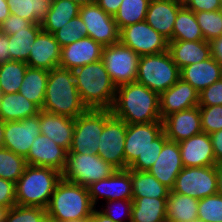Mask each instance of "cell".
<instances>
[{
	"label": "cell",
	"mask_w": 222,
	"mask_h": 222,
	"mask_svg": "<svg viewBox=\"0 0 222 222\" xmlns=\"http://www.w3.org/2000/svg\"><path fill=\"white\" fill-rule=\"evenodd\" d=\"M55 39L61 47L67 46L87 37V28L80 16L72 18L62 28L54 33Z\"/></svg>",
	"instance_id": "41"
},
{
	"label": "cell",
	"mask_w": 222,
	"mask_h": 222,
	"mask_svg": "<svg viewBox=\"0 0 222 222\" xmlns=\"http://www.w3.org/2000/svg\"><path fill=\"white\" fill-rule=\"evenodd\" d=\"M217 173V193L222 195V162L215 165Z\"/></svg>",
	"instance_id": "56"
},
{
	"label": "cell",
	"mask_w": 222,
	"mask_h": 222,
	"mask_svg": "<svg viewBox=\"0 0 222 222\" xmlns=\"http://www.w3.org/2000/svg\"><path fill=\"white\" fill-rule=\"evenodd\" d=\"M204 40L211 42L222 35L221 10L194 12Z\"/></svg>",
	"instance_id": "40"
},
{
	"label": "cell",
	"mask_w": 222,
	"mask_h": 222,
	"mask_svg": "<svg viewBox=\"0 0 222 222\" xmlns=\"http://www.w3.org/2000/svg\"><path fill=\"white\" fill-rule=\"evenodd\" d=\"M62 173L50 167L27 165L15 184L16 204L47 208Z\"/></svg>",
	"instance_id": "6"
},
{
	"label": "cell",
	"mask_w": 222,
	"mask_h": 222,
	"mask_svg": "<svg viewBox=\"0 0 222 222\" xmlns=\"http://www.w3.org/2000/svg\"><path fill=\"white\" fill-rule=\"evenodd\" d=\"M73 3H76L78 6H85V5H91L95 4L97 0H70Z\"/></svg>",
	"instance_id": "58"
},
{
	"label": "cell",
	"mask_w": 222,
	"mask_h": 222,
	"mask_svg": "<svg viewBox=\"0 0 222 222\" xmlns=\"http://www.w3.org/2000/svg\"><path fill=\"white\" fill-rule=\"evenodd\" d=\"M32 21L21 18L20 16L10 14L1 24L0 29L5 35H14L17 31L29 28Z\"/></svg>",
	"instance_id": "47"
},
{
	"label": "cell",
	"mask_w": 222,
	"mask_h": 222,
	"mask_svg": "<svg viewBox=\"0 0 222 222\" xmlns=\"http://www.w3.org/2000/svg\"><path fill=\"white\" fill-rule=\"evenodd\" d=\"M180 78L199 93L222 78L221 65L211 56L202 62L187 65L180 70Z\"/></svg>",
	"instance_id": "26"
},
{
	"label": "cell",
	"mask_w": 222,
	"mask_h": 222,
	"mask_svg": "<svg viewBox=\"0 0 222 222\" xmlns=\"http://www.w3.org/2000/svg\"><path fill=\"white\" fill-rule=\"evenodd\" d=\"M184 167L213 166L215 160L210 134L200 133L178 142Z\"/></svg>",
	"instance_id": "20"
},
{
	"label": "cell",
	"mask_w": 222,
	"mask_h": 222,
	"mask_svg": "<svg viewBox=\"0 0 222 222\" xmlns=\"http://www.w3.org/2000/svg\"><path fill=\"white\" fill-rule=\"evenodd\" d=\"M172 40L201 41L204 40L195 13L183 5L174 22Z\"/></svg>",
	"instance_id": "35"
},
{
	"label": "cell",
	"mask_w": 222,
	"mask_h": 222,
	"mask_svg": "<svg viewBox=\"0 0 222 222\" xmlns=\"http://www.w3.org/2000/svg\"><path fill=\"white\" fill-rule=\"evenodd\" d=\"M159 222H171L168 218H165L164 220H161Z\"/></svg>",
	"instance_id": "61"
},
{
	"label": "cell",
	"mask_w": 222,
	"mask_h": 222,
	"mask_svg": "<svg viewBox=\"0 0 222 222\" xmlns=\"http://www.w3.org/2000/svg\"><path fill=\"white\" fill-rule=\"evenodd\" d=\"M40 134L39 113L23 120L5 122L3 147L26 157Z\"/></svg>",
	"instance_id": "15"
},
{
	"label": "cell",
	"mask_w": 222,
	"mask_h": 222,
	"mask_svg": "<svg viewBox=\"0 0 222 222\" xmlns=\"http://www.w3.org/2000/svg\"><path fill=\"white\" fill-rule=\"evenodd\" d=\"M47 218L45 208L16 204L9 208L5 222H44Z\"/></svg>",
	"instance_id": "43"
},
{
	"label": "cell",
	"mask_w": 222,
	"mask_h": 222,
	"mask_svg": "<svg viewBox=\"0 0 222 222\" xmlns=\"http://www.w3.org/2000/svg\"><path fill=\"white\" fill-rule=\"evenodd\" d=\"M116 170L99 155L67 152L62 178L68 182L89 187L92 183L110 177Z\"/></svg>",
	"instance_id": "8"
},
{
	"label": "cell",
	"mask_w": 222,
	"mask_h": 222,
	"mask_svg": "<svg viewBox=\"0 0 222 222\" xmlns=\"http://www.w3.org/2000/svg\"><path fill=\"white\" fill-rule=\"evenodd\" d=\"M110 110L113 116L127 124L162 121L159 94L137 81L117 87Z\"/></svg>",
	"instance_id": "2"
},
{
	"label": "cell",
	"mask_w": 222,
	"mask_h": 222,
	"mask_svg": "<svg viewBox=\"0 0 222 222\" xmlns=\"http://www.w3.org/2000/svg\"><path fill=\"white\" fill-rule=\"evenodd\" d=\"M180 79V69L169 51L140 56L136 81L159 95Z\"/></svg>",
	"instance_id": "7"
},
{
	"label": "cell",
	"mask_w": 222,
	"mask_h": 222,
	"mask_svg": "<svg viewBox=\"0 0 222 222\" xmlns=\"http://www.w3.org/2000/svg\"><path fill=\"white\" fill-rule=\"evenodd\" d=\"M211 56L221 65L222 67V35L210 42Z\"/></svg>",
	"instance_id": "53"
},
{
	"label": "cell",
	"mask_w": 222,
	"mask_h": 222,
	"mask_svg": "<svg viewBox=\"0 0 222 222\" xmlns=\"http://www.w3.org/2000/svg\"><path fill=\"white\" fill-rule=\"evenodd\" d=\"M40 133L69 151L74 135L75 119L44 110L39 111Z\"/></svg>",
	"instance_id": "25"
},
{
	"label": "cell",
	"mask_w": 222,
	"mask_h": 222,
	"mask_svg": "<svg viewBox=\"0 0 222 222\" xmlns=\"http://www.w3.org/2000/svg\"><path fill=\"white\" fill-rule=\"evenodd\" d=\"M79 16L87 28V36L103 47L119 41L120 30L114 17L107 14L97 3L81 6Z\"/></svg>",
	"instance_id": "14"
},
{
	"label": "cell",
	"mask_w": 222,
	"mask_h": 222,
	"mask_svg": "<svg viewBox=\"0 0 222 222\" xmlns=\"http://www.w3.org/2000/svg\"><path fill=\"white\" fill-rule=\"evenodd\" d=\"M40 109L20 93L2 94L0 96V118L4 122L19 121L35 116Z\"/></svg>",
	"instance_id": "28"
},
{
	"label": "cell",
	"mask_w": 222,
	"mask_h": 222,
	"mask_svg": "<svg viewBox=\"0 0 222 222\" xmlns=\"http://www.w3.org/2000/svg\"><path fill=\"white\" fill-rule=\"evenodd\" d=\"M199 222H222V195L216 193L199 200Z\"/></svg>",
	"instance_id": "42"
},
{
	"label": "cell",
	"mask_w": 222,
	"mask_h": 222,
	"mask_svg": "<svg viewBox=\"0 0 222 222\" xmlns=\"http://www.w3.org/2000/svg\"><path fill=\"white\" fill-rule=\"evenodd\" d=\"M168 141L163 122L127 124L125 137V169L148 171Z\"/></svg>",
	"instance_id": "1"
},
{
	"label": "cell",
	"mask_w": 222,
	"mask_h": 222,
	"mask_svg": "<svg viewBox=\"0 0 222 222\" xmlns=\"http://www.w3.org/2000/svg\"><path fill=\"white\" fill-rule=\"evenodd\" d=\"M183 0H151L145 21L158 33L172 41V32Z\"/></svg>",
	"instance_id": "24"
},
{
	"label": "cell",
	"mask_w": 222,
	"mask_h": 222,
	"mask_svg": "<svg viewBox=\"0 0 222 222\" xmlns=\"http://www.w3.org/2000/svg\"><path fill=\"white\" fill-rule=\"evenodd\" d=\"M131 222H159L167 218V198H132Z\"/></svg>",
	"instance_id": "30"
},
{
	"label": "cell",
	"mask_w": 222,
	"mask_h": 222,
	"mask_svg": "<svg viewBox=\"0 0 222 222\" xmlns=\"http://www.w3.org/2000/svg\"><path fill=\"white\" fill-rule=\"evenodd\" d=\"M27 166L26 158L4 147L0 148V178L16 184Z\"/></svg>",
	"instance_id": "39"
},
{
	"label": "cell",
	"mask_w": 222,
	"mask_h": 222,
	"mask_svg": "<svg viewBox=\"0 0 222 222\" xmlns=\"http://www.w3.org/2000/svg\"><path fill=\"white\" fill-rule=\"evenodd\" d=\"M183 3L193 12L215 11L222 8V0H183Z\"/></svg>",
	"instance_id": "49"
},
{
	"label": "cell",
	"mask_w": 222,
	"mask_h": 222,
	"mask_svg": "<svg viewBox=\"0 0 222 222\" xmlns=\"http://www.w3.org/2000/svg\"><path fill=\"white\" fill-rule=\"evenodd\" d=\"M162 122L167 139L173 142H180L203 132L199 106L172 113Z\"/></svg>",
	"instance_id": "18"
},
{
	"label": "cell",
	"mask_w": 222,
	"mask_h": 222,
	"mask_svg": "<svg viewBox=\"0 0 222 222\" xmlns=\"http://www.w3.org/2000/svg\"><path fill=\"white\" fill-rule=\"evenodd\" d=\"M44 222H52L49 218H47Z\"/></svg>",
	"instance_id": "62"
},
{
	"label": "cell",
	"mask_w": 222,
	"mask_h": 222,
	"mask_svg": "<svg viewBox=\"0 0 222 222\" xmlns=\"http://www.w3.org/2000/svg\"><path fill=\"white\" fill-rule=\"evenodd\" d=\"M119 41L139 56L168 50L169 40L154 30L145 20L120 29Z\"/></svg>",
	"instance_id": "12"
},
{
	"label": "cell",
	"mask_w": 222,
	"mask_h": 222,
	"mask_svg": "<svg viewBox=\"0 0 222 222\" xmlns=\"http://www.w3.org/2000/svg\"><path fill=\"white\" fill-rule=\"evenodd\" d=\"M199 109L204 133L211 134L222 130V105L199 106Z\"/></svg>",
	"instance_id": "44"
},
{
	"label": "cell",
	"mask_w": 222,
	"mask_h": 222,
	"mask_svg": "<svg viewBox=\"0 0 222 222\" xmlns=\"http://www.w3.org/2000/svg\"><path fill=\"white\" fill-rule=\"evenodd\" d=\"M42 110L73 119L87 110L77 91L72 70L58 66L49 71Z\"/></svg>",
	"instance_id": "4"
},
{
	"label": "cell",
	"mask_w": 222,
	"mask_h": 222,
	"mask_svg": "<svg viewBox=\"0 0 222 222\" xmlns=\"http://www.w3.org/2000/svg\"><path fill=\"white\" fill-rule=\"evenodd\" d=\"M16 205L15 183L0 178V206L11 208Z\"/></svg>",
	"instance_id": "48"
},
{
	"label": "cell",
	"mask_w": 222,
	"mask_h": 222,
	"mask_svg": "<svg viewBox=\"0 0 222 222\" xmlns=\"http://www.w3.org/2000/svg\"><path fill=\"white\" fill-rule=\"evenodd\" d=\"M73 74L77 91L87 109H111L117 87L102 59L74 69Z\"/></svg>",
	"instance_id": "3"
},
{
	"label": "cell",
	"mask_w": 222,
	"mask_h": 222,
	"mask_svg": "<svg viewBox=\"0 0 222 222\" xmlns=\"http://www.w3.org/2000/svg\"><path fill=\"white\" fill-rule=\"evenodd\" d=\"M94 209L87 187L62 178L54 189L46 212L52 222H65L90 218Z\"/></svg>",
	"instance_id": "5"
},
{
	"label": "cell",
	"mask_w": 222,
	"mask_h": 222,
	"mask_svg": "<svg viewBox=\"0 0 222 222\" xmlns=\"http://www.w3.org/2000/svg\"><path fill=\"white\" fill-rule=\"evenodd\" d=\"M12 61L9 52L8 35L0 34V64Z\"/></svg>",
	"instance_id": "52"
},
{
	"label": "cell",
	"mask_w": 222,
	"mask_h": 222,
	"mask_svg": "<svg viewBox=\"0 0 222 222\" xmlns=\"http://www.w3.org/2000/svg\"><path fill=\"white\" fill-rule=\"evenodd\" d=\"M168 51L180 70L187 65L202 62L211 57L210 42L206 40H172L169 41Z\"/></svg>",
	"instance_id": "27"
},
{
	"label": "cell",
	"mask_w": 222,
	"mask_h": 222,
	"mask_svg": "<svg viewBox=\"0 0 222 222\" xmlns=\"http://www.w3.org/2000/svg\"><path fill=\"white\" fill-rule=\"evenodd\" d=\"M10 15L6 0H0V24Z\"/></svg>",
	"instance_id": "55"
},
{
	"label": "cell",
	"mask_w": 222,
	"mask_h": 222,
	"mask_svg": "<svg viewBox=\"0 0 222 222\" xmlns=\"http://www.w3.org/2000/svg\"><path fill=\"white\" fill-rule=\"evenodd\" d=\"M198 204V199L170 190L166 205L167 218L171 222L198 221Z\"/></svg>",
	"instance_id": "29"
},
{
	"label": "cell",
	"mask_w": 222,
	"mask_h": 222,
	"mask_svg": "<svg viewBox=\"0 0 222 222\" xmlns=\"http://www.w3.org/2000/svg\"><path fill=\"white\" fill-rule=\"evenodd\" d=\"M61 58V46L55 39L54 34L41 30L30 50L28 67L52 70L59 66Z\"/></svg>",
	"instance_id": "23"
},
{
	"label": "cell",
	"mask_w": 222,
	"mask_h": 222,
	"mask_svg": "<svg viewBox=\"0 0 222 222\" xmlns=\"http://www.w3.org/2000/svg\"><path fill=\"white\" fill-rule=\"evenodd\" d=\"M106 203H107L106 207L103 206L102 209H99V211L102 214L111 218L114 222H131V213H132V204H133L132 199L112 200V201H106ZM114 205H116L117 207ZM116 209H118L117 212ZM119 210H120V215L118 213Z\"/></svg>",
	"instance_id": "45"
},
{
	"label": "cell",
	"mask_w": 222,
	"mask_h": 222,
	"mask_svg": "<svg viewBox=\"0 0 222 222\" xmlns=\"http://www.w3.org/2000/svg\"><path fill=\"white\" fill-rule=\"evenodd\" d=\"M132 198H168L170 189L159 182L148 171L130 169Z\"/></svg>",
	"instance_id": "32"
},
{
	"label": "cell",
	"mask_w": 222,
	"mask_h": 222,
	"mask_svg": "<svg viewBox=\"0 0 222 222\" xmlns=\"http://www.w3.org/2000/svg\"><path fill=\"white\" fill-rule=\"evenodd\" d=\"M8 210H9L8 207L0 206V222H5Z\"/></svg>",
	"instance_id": "59"
},
{
	"label": "cell",
	"mask_w": 222,
	"mask_h": 222,
	"mask_svg": "<svg viewBox=\"0 0 222 222\" xmlns=\"http://www.w3.org/2000/svg\"><path fill=\"white\" fill-rule=\"evenodd\" d=\"M103 46L90 37L61 47L59 67L74 70L102 59Z\"/></svg>",
	"instance_id": "21"
},
{
	"label": "cell",
	"mask_w": 222,
	"mask_h": 222,
	"mask_svg": "<svg viewBox=\"0 0 222 222\" xmlns=\"http://www.w3.org/2000/svg\"><path fill=\"white\" fill-rule=\"evenodd\" d=\"M67 152L52 139L40 134L33 141L25 157L26 163L31 166L50 167L62 173L67 161Z\"/></svg>",
	"instance_id": "17"
},
{
	"label": "cell",
	"mask_w": 222,
	"mask_h": 222,
	"mask_svg": "<svg viewBox=\"0 0 222 222\" xmlns=\"http://www.w3.org/2000/svg\"><path fill=\"white\" fill-rule=\"evenodd\" d=\"M5 122L0 118V148L4 146Z\"/></svg>",
	"instance_id": "57"
},
{
	"label": "cell",
	"mask_w": 222,
	"mask_h": 222,
	"mask_svg": "<svg viewBox=\"0 0 222 222\" xmlns=\"http://www.w3.org/2000/svg\"><path fill=\"white\" fill-rule=\"evenodd\" d=\"M10 14L20 16L23 19L32 21L34 24H41L51 9L53 0H6Z\"/></svg>",
	"instance_id": "36"
},
{
	"label": "cell",
	"mask_w": 222,
	"mask_h": 222,
	"mask_svg": "<svg viewBox=\"0 0 222 222\" xmlns=\"http://www.w3.org/2000/svg\"><path fill=\"white\" fill-rule=\"evenodd\" d=\"M79 8L80 6L70 0H53L51 9L41 23L42 30L54 34L79 15Z\"/></svg>",
	"instance_id": "33"
},
{
	"label": "cell",
	"mask_w": 222,
	"mask_h": 222,
	"mask_svg": "<svg viewBox=\"0 0 222 222\" xmlns=\"http://www.w3.org/2000/svg\"><path fill=\"white\" fill-rule=\"evenodd\" d=\"M65 222H89V218L79 219V220H71V221H65Z\"/></svg>",
	"instance_id": "60"
},
{
	"label": "cell",
	"mask_w": 222,
	"mask_h": 222,
	"mask_svg": "<svg viewBox=\"0 0 222 222\" xmlns=\"http://www.w3.org/2000/svg\"><path fill=\"white\" fill-rule=\"evenodd\" d=\"M151 0H123L114 15L119 30L125 26L144 21Z\"/></svg>",
	"instance_id": "38"
},
{
	"label": "cell",
	"mask_w": 222,
	"mask_h": 222,
	"mask_svg": "<svg viewBox=\"0 0 222 222\" xmlns=\"http://www.w3.org/2000/svg\"><path fill=\"white\" fill-rule=\"evenodd\" d=\"M215 160L222 162V130L210 134Z\"/></svg>",
	"instance_id": "50"
},
{
	"label": "cell",
	"mask_w": 222,
	"mask_h": 222,
	"mask_svg": "<svg viewBox=\"0 0 222 222\" xmlns=\"http://www.w3.org/2000/svg\"><path fill=\"white\" fill-rule=\"evenodd\" d=\"M111 110L87 109L75 118L74 135L68 152L98 155L100 136Z\"/></svg>",
	"instance_id": "9"
},
{
	"label": "cell",
	"mask_w": 222,
	"mask_h": 222,
	"mask_svg": "<svg viewBox=\"0 0 222 222\" xmlns=\"http://www.w3.org/2000/svg\"><path fill=\"white\" fill-rule=\"evenodd\" d=\"M161 120L168 115L199 104V92L180 78L173 86L159 95Z\"/></svg>",
	"instance_id": "19"
},
{
	"label": "cell",
	"mask_w": 222,
	"mask_h": 222,
	"mask_svg": "<svg viewBox=\"0 0 222 222\" xmlns=\"http://www.w3.org/2000/svg\"><path fill=\"white\" fill-rule=\"evenodd\" d=\"M87 188L95 208L99 198L105 201L132 199L130 169L116 170L110 177L92 183Z\"/></svg>",
	"instance_id": "16"
},
{
	"label": "cell",
	"mask_w": 222,
	"mask_h": 222,
	"mask_svg": "<svg viewBox=\"0 0 222 222\" xmlns=\"http://www.w3.org/2000/svg\"><path fill=\"white\" fill-rule=\"evenodd\" d=\"M89 222H114L111 218L102 214L98 209H94L91 217L89 218Z\"/></svg>",
	"instance_id": "54"
},
{
	"label": "cell",
	"mask_w": 222,
	"mask_h": 222,
	"mask_svg": "<svg viewBox=\"0 0 222 222\" xmlns=\"http://www.w3.org/2000/svg\"><path fill=\"white\" fill-rule=\"evenodd\" d=\"M222 105V78L199 93L198 106Z\"/></svg>",
	"instance_id": "46"
},
{
	"label": "cell",
	"mask_w": 222,
	"mask_h": 222,
	"mask_svg": "<svg viewBox=\"0 0 222 222\" xmlns=\"http://www.w3.org/2000/svg\"><path fill=\"white\" fill-rule=\"evenodd\" d=\"M41 30V24L33 23L29 28L19 30L14 35H8L9 52L12 61L25 63L28 61L31 47Z\"/></svg>",
	"instance_id": "34"
},
{
	"label": "cell",
	"mask_w": 222,
	"mask_h": 222,
	"mask_svg": "<svg viewBox=\"0 0 222 222\" xmlns=\"http://www.w3.org/2000/svg\"><path fill=\"white\" fill-rule=\"evenodd\" d=\"M127 123L111 116L104 124L100 136L98 155L117 170L125 169V137Z\"/></svg>",
	"instance_id": "13"
},
{
	"label": "cell",
	"mask_w": 222,
	"mask_h": 222,
	"mask_svg": "<svg viewBox=\"0 0 222 222\" xmlns=\"http://www.w3.org/2000/svg\"><path fill=\"white\" fill-rule=\"evenodd\" d=\"M123 0H97V4L109 15L113 16L118 12V9Z\"/></svg>",
	"instance_id": "51"
},
{
	"label": "cell",
	"mask_w": 222,
	"mask_h": 222,
	"mask_svg": "<svg viewBox=\"0 0 222 222\" xmlns=\"http://www.w3.org/2000/svg\"><path fill=\"white\" fill-rule=\"evenodd\" d=\"M49 71L27 67L19 93L33 102L40 110L43 107Z\"/></svg>",
	"instance_id": "31"
},
{
	"label": "cell",
	"mask_w": 222,
	"mask_h": 222,
	"mask_svg": "<svg viewBox=\"0 0 222 222\" xmlns=\"http://www.w3.org/2000/svg\"><path fill=\"white\" fill-rule=\"evenodd\" d=\"M27 67V63L20 61H9L0 64L2 94L19 93Z\"/></svg>",
	"instance_id": "37"
},
{
	"label": "cell",
	"mask_w": 222,
	"mask_h": 222,
	"mask_svg": "<svg viewBox=\"0 0 222 222\" xmlns=\"http://www.w3.org/2000/svg\"><path fill=\"white\" fill-rule=\"evenodd\" d=\"M140 56L120 41L104 46L102 61L116 87L135 82Z\"/></svg>",
	"instance_id": "10"
},
{
	"label": "cell",
	"mask_w": 222,
	"mask_h": 222,
	"mask_svg": "<svg viewBox=\"0 0 222 222\" xmlns=\"http://www.w3.org/2000/svg\"><path fill=\"white\" fill-rule=\"evenodd\" d=\"M171 191L198 200L216 194L217 173L215 165L184 167L178 174Z\"/></svg>",
	"instance_id": "11"
},
{
	"label": "cell",
	"mask_w": 222,
	"mask_h": 222,
	"mask_svg": "<svg viewBox=\"0 0 222 222\" xmlns=\"http://www.w3.org/2000/svg\"><path fill=\"white\" fill-rule=\"evenodd\" d=\"M184 168L178 142L167 141L154 165L148 170L159 182L170 190Z\"/></svg>",
	"instance_id": "22"
}]
</instances>
